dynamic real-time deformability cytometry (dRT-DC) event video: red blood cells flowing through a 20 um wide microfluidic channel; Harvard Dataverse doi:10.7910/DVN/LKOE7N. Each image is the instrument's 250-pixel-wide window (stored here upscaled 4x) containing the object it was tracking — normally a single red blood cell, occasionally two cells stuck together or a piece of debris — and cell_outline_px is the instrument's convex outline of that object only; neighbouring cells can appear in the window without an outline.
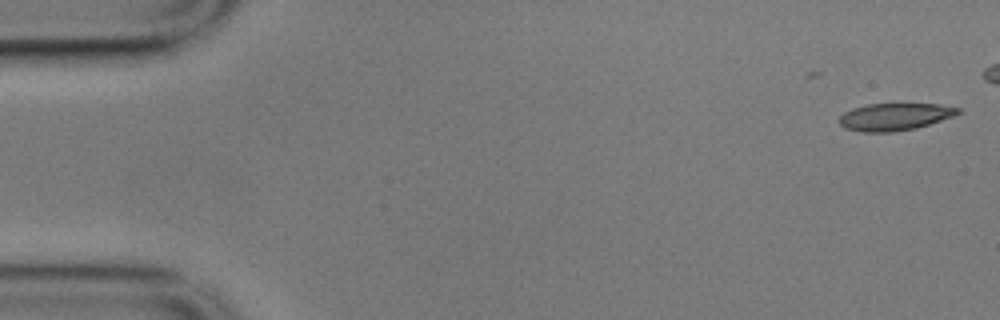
{"species": "common noctule bat (a hibernating species)", "species_latin": "Nyctalus noctula", "temperature_condition": "cold", "stored_images_in_passage": 13, "camera_frame_rate_fps": 3000, "um_per_image_px": 0.085, "animal": {"sex": "male", "body_mass_g": 17.9}, "frame": {"image": 1, "passage_image": 1, "time_ms": 0.0, "image_size_px": [1000, 320], "cell_outline_px": [[964, 112], [916, 128], [892, 132], [864, 132], [844, 128], [836, 120], [844, 112], [852, 108], [868, 104], [940, 104], [960, 108]], "centroid_in_image_um": [76.03, 9.92], "position_along_channel_um": 9.0, "area_um2": 18.9}}